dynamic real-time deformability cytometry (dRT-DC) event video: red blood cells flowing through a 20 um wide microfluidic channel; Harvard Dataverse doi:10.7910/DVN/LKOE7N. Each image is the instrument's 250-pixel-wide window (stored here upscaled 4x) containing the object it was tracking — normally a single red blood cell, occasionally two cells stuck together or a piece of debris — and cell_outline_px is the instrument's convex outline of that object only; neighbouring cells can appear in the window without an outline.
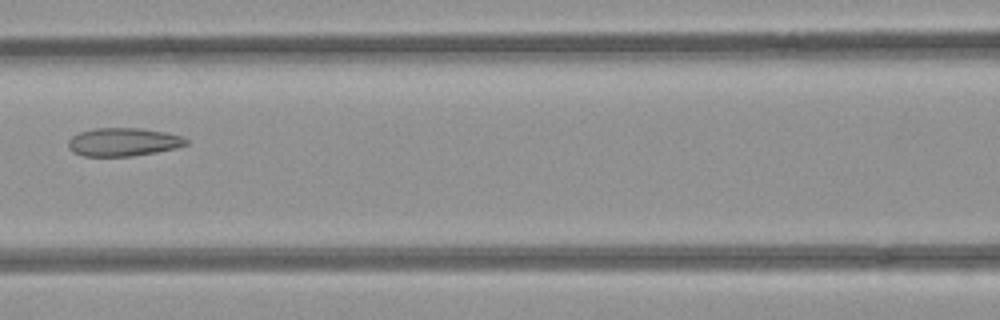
{"species": "common noctule bat (a hibernating species)", "species_latin": "Nyctalus noctula", "temperature_condition": "room temperature", "stored_images_in_passage": 6, "camera_frame_rate_fps": 3000, "um_per_image_px": 0.085, "animal": {"sex": "female", "body_mass_g": 21.9}, "frame": {"image": 1, "passage_image": 4, "time_ms": 1.0, "image_size_px": [1000, 320], "cell_outline_px": [[188, 144], [176, 148], [156, 152], [132, 156], [84, 156], [72, 152], [68, 148], [68, 140], [72, 136], [80, 132], [96, 128], [140, 128], [164, 132], [180, 136], [188, 140]], "centroid_in_image_um": [10.45, 12.07], "position_along_channel_um": 156.1, "area_um2": 19.36}}
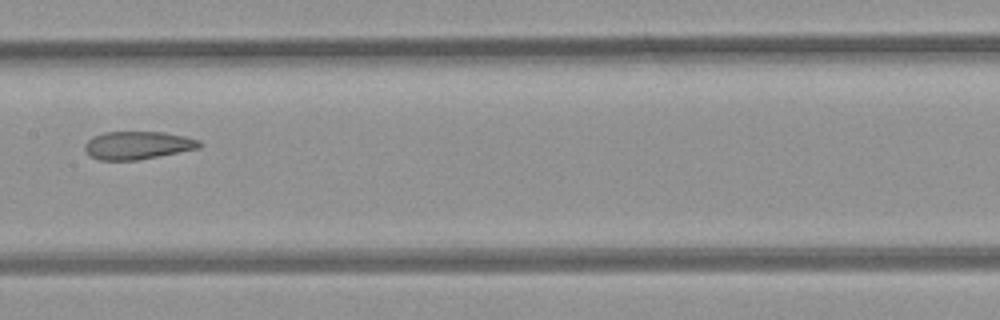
{"frame": {"image": 2, "passage_image": 5, "time_ms": 1.333, "image_size_px": [1000, 320], "cell_outline_px": [[204, 144], [200, 148], [136, 160], [100, 160], [88, 156], [84, 148], [84, 144], [92, 136], [104, 132], [164, 132], [184, 136], [200, 140]], "centroid_in_image_um": [11.68, 12.34], "position_along_channel_um": 195.7, "area_um2": 18.79}}
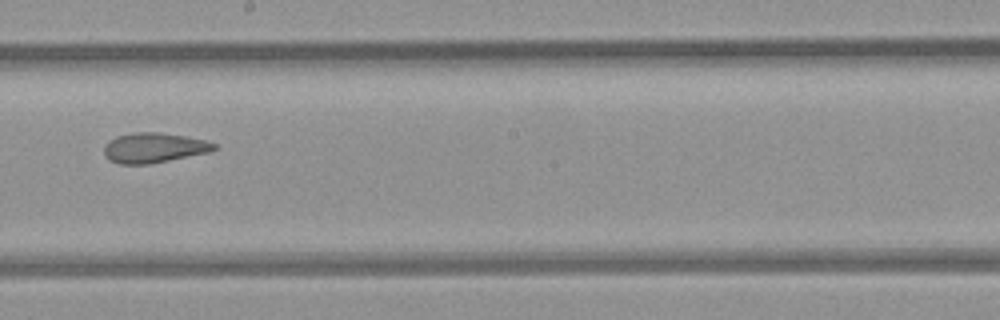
{"frame": {"image": 3, "passage_image": 6, "time_ms": 1.667, "image_size_px": [1000, 320], "cell_outline_px": [[216, 148], [212, 152], [148, 164], [120, 164], [108, 160], [104, 156], [104, 144], [108, 140], [116, 136], [136, 132], [160, 132], [184, 136], [204, 140], [216, 144]], "centroid_in_image_um": [13.05, 12.56], "position_along_channel_um": 235.2, "area_um2": 19.36}}